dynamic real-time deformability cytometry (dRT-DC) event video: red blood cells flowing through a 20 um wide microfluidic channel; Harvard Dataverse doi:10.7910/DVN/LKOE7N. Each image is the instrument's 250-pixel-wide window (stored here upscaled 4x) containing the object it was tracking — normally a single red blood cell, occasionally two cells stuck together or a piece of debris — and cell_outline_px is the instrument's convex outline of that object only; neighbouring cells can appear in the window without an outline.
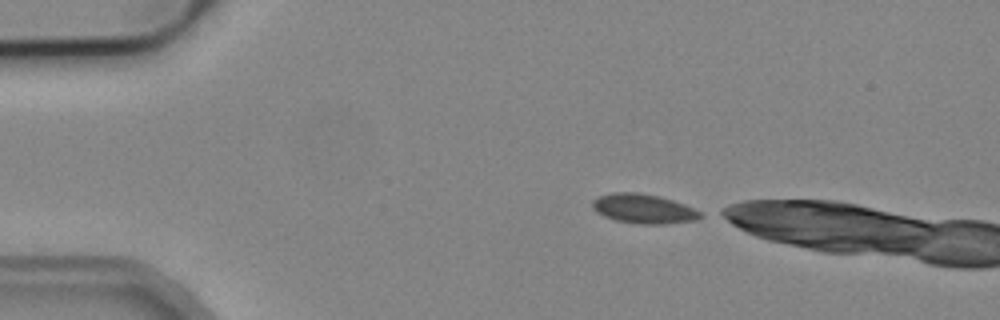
{"species": "common noctule bat (a hibernating species)", "species_latin": "Nyctalus noctula", "temperature_condition": "cold", "stored_images_in_passage": 5, "camera_frame_rate_fps": 3000, "um_per_image_px": 0.085, "animal": {"sex": "male", "body_mass_g": 19.2, "forearm_length_mm": 51.8}, "frame": {"image": 1, "passage_image": 1, "time_ms": 0.0, "image_size_px": [1000, 320], "cell_outline_px": [[704, 216], [696, 220], [664, 224], [640, 224], [616, 220], [604, 216], [596, 212], [592, 208], [592, 200], [600, 196], [612, 192], [636, 192], [660, 196], [684, 204], [700, 212]], "centroid_in_image_um": [54.69, 17.74], "position_along_channel_um": 30.3, "area_um2": 18.5}}